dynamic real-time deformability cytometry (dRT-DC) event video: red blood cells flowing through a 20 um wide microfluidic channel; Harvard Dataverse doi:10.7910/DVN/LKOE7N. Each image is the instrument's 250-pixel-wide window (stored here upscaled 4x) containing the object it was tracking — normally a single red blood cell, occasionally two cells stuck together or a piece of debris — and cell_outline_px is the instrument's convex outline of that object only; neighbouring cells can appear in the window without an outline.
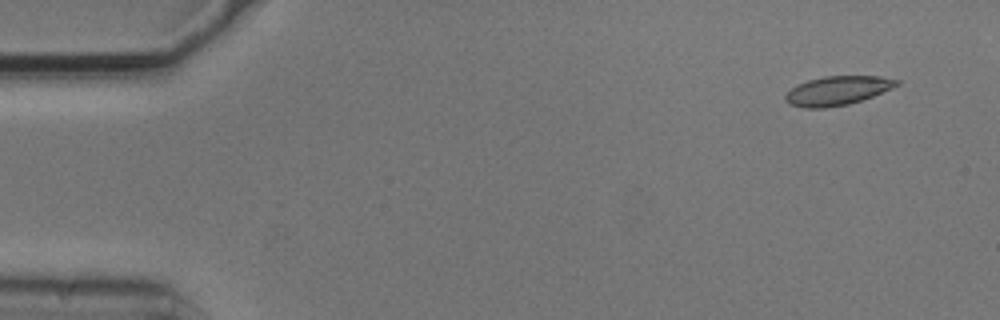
{"species": "common noctule bat (a hibernating species)", "species_latin": "Nyctalus noctula", "temperature_condition": "cold", "stored_images_in_passage": 8, "camera_frame_rate_fps": 3000, "um_per_image_px": 0.085, "animal": {"sex": "male", "body_mass_g": 20.5, "forearm_length_mm": 52.5}, "frame": {"image": 1, "passage_image": 1, "time_ms": 0.0, "image_size_px": [1000, 320], "cell_outline_px": [[900, 84], [892, 88], [872, 96], [848, 104], [824, 108], [804, 108], [788, 104], [784, 100], [784, 96], [796, 84], [808, 80], [824, 76], [880, 76], [900, 80]], "centroid_in_image_um": [71.15, 7.7], "position_along_channel_um": 13.8, "area_um2": 18.84}}
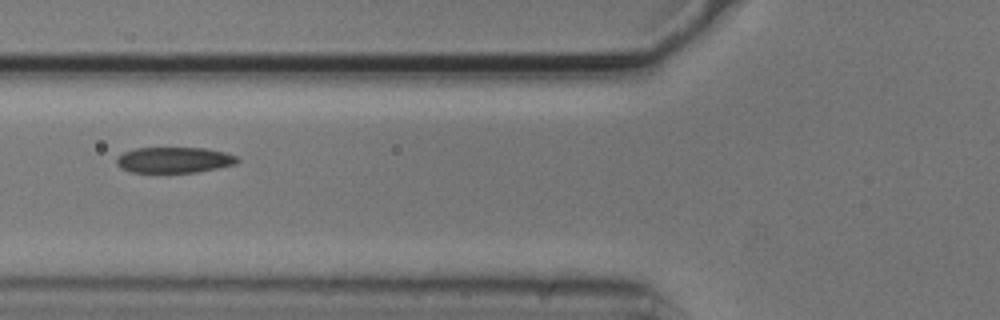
{"frame": {"image": 2, "passage_image": 6, "time_ms": 1.667, "image_size_px": [1000, 320], "cell_outline_px": [[240, 160], [236, 164], [196, 172], [128, 172], [120, 168], [116, 164], [116, 160], [124, 152], [136, 148], [204, 148], [224, 152], [236, 156]], "centroid_in_image_um": [14.79, 13.6], "position_along_channel_um": 111.0, "area_um2": 18.03}}
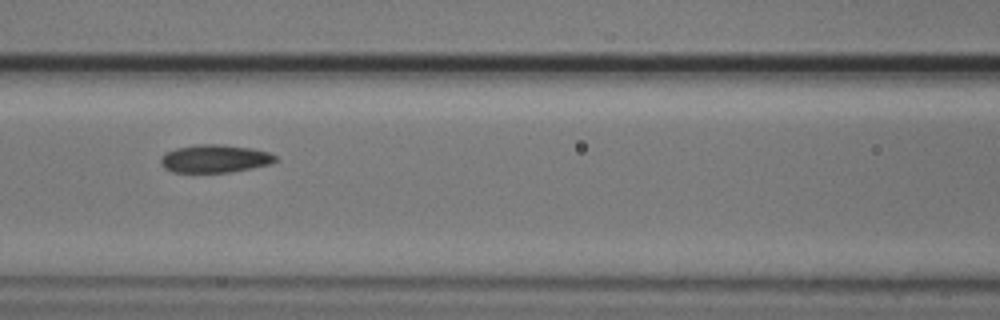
{"frame": {"image": 3, "passage_image": 7, "time_ms": 2.0, "image_size_px": [1000, 320], "cell_outline_px": [[276, 160], [272, 164], [232, 172], [172, 172], [164, 168], [160, 164], [160, 156], [164, 152], [176, 148], [196, 144], [220, 144], [252, 148], [268, 152], [276, 156]], "centroid_in_image_um": [18.23, 13.48], "position_along_channel_um": 148.4, "area_um2": 18.9}}